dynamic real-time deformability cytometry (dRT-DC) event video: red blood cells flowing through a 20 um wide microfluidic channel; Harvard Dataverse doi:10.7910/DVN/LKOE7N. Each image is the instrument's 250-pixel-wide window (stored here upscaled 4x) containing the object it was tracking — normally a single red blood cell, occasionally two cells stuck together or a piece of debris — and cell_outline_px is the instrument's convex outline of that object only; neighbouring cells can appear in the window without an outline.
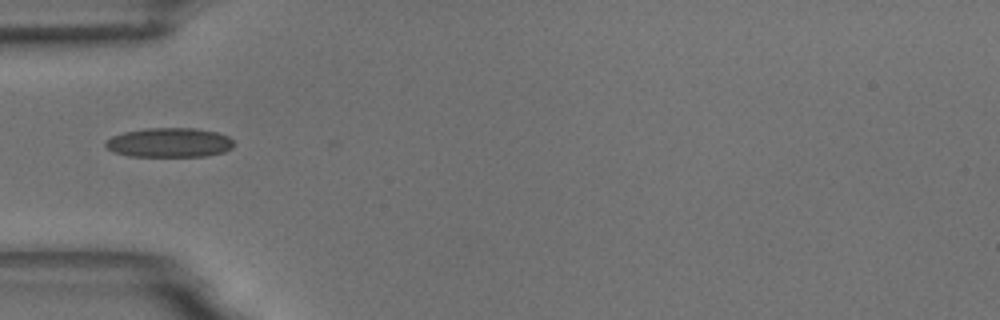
{"species": "common noctule bat (a hibernating species)", "species_latin": "Nyctalus noctula", "temperature_condition": "room temperature", "stored_images_in_passage": 39, "camera_frame_rate_fps": 3000, "um_per_image_px": 0.085, "animal": {"sex": "male", "body_mass_g": 18.8}, "frame": {"image": 1, "passage_image": 1, "time_ms": 0.0, "image_size_px": [1000, 320], "cell_outline_px": [[236, 144], [232, 148], [224, 152], [208, 156], [128, 156], [112, 152], [104, 144], [112, 136], [124, 132], [144, 128], [196, 128], [216, 132], [228, 136]], "centroid_in_image_um": [14.42, 12.12], "position_along_channel_um": 70.6, "area_um2": 22.14}}
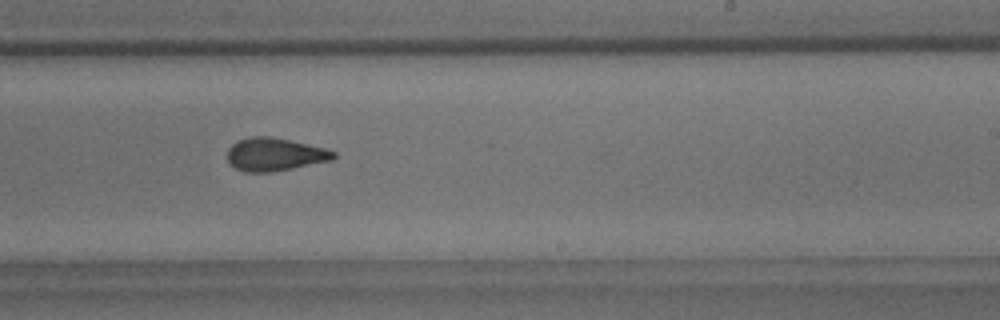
{"frame": {"image": 2, "passage_image": 17, "time_ms": 5.333, "image_size_px": [1000, 320], "cell_outline_px": [[336, 156], [332, 160], [272, 172], [244, 172], [228, 164], [228, 148], [236, 140], [252, 136], [272, 136], [324, 148], [336, 152]], "centroid_in_image_um": [23.31, 13.12], "position_along_channel_um": 265.7, "area_um2": 20.46}}
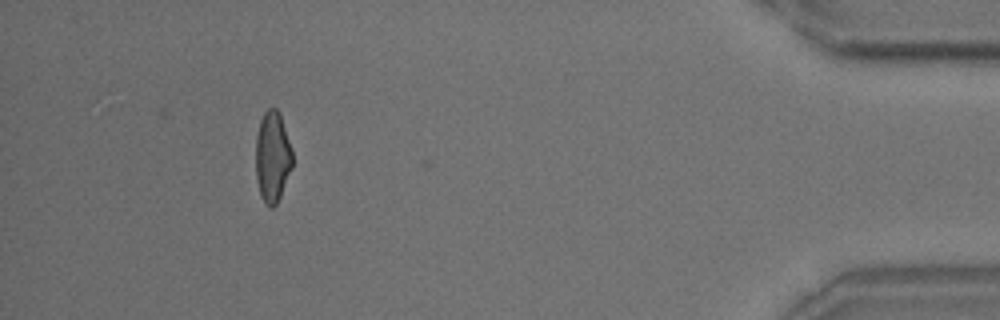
{"frame": {"image": 3, "passage_image": 34, "time_ms": 11.0, "image_size_px": [1000, 320], "cell_outline_px": [[292, 168], [280, 196], [276, 204], [272, 208], [268, 208], [264, 204], [260, 196], [256, 180], [256, 136], [260, 120], [264, 112], [268, 108], [276, 108], [280, 112], [292, 152]], "centroid_in_image_um": [23.14, 13.35], "position_along_channel_um": 412.1, "area_um2": 19.59}, "authors_computed_cell_mechanics": {"area_um2": 20.4612, "velocity_mm_per_s": 3.6347, "shape_relaxation_time_tau1_ms": 8.766, "shape_relaxation_time_tau2_ms": 1.8824, "deformation_change_tau1": 0.1909, "deformation_change_tau2": 0.0954}}